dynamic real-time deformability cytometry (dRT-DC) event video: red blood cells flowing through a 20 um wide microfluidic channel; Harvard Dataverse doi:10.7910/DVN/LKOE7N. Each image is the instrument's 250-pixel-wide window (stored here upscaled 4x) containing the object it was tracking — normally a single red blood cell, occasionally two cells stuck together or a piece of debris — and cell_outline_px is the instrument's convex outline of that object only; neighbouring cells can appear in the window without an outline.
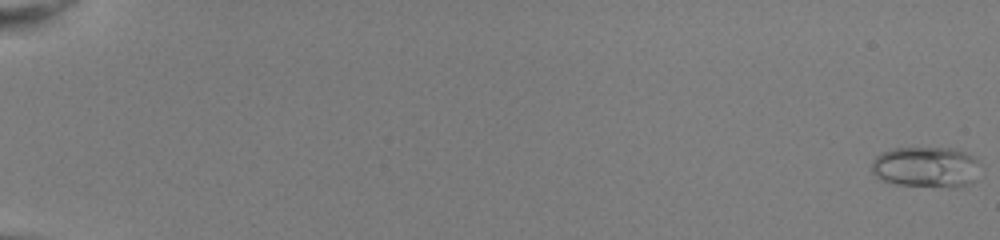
{"species": "common noctule bat (a hibernating species)", "species_latin": "Nyctalus noctula", "temperature_condition": "room temperature", "stored_images_in_passage": 52, "camera_frame_rate_fps": 3000, "um_per_image_px": 0.085, "animal": {"sex": "female", "body_mass_g": 22.0, "forearm_length_mm": 56.7}, "frame": {"image": 1, "passage_image": 1, "time_ms": 0.0, "image_size_px": [1000, 240], "cell_outline_px": [[976, 160], [972, 180], [956, 188], [952, 188], [896, 184], [880, 180], [872, 172], [872, 160], [880, 152], [892, 148], [952, 148], [964, 152], [972, 156]], "centroid_in_image_um": [78.59, 14.19], "position_along_channel_um": 6.4, "area_um2": 25.43}}
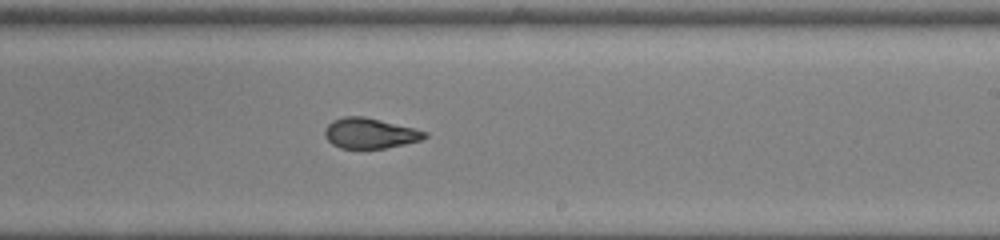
{"frame": {"image": 2, "passage_image": 35, "time_ms": 11.333, "image_size_px": [1000, 240], "cell_outline_px": [[428, 136], [420, 140], [404, 144], [384, 148], [340, 148], [332, 144], [324, 136], [324, 128], [332, 120], [344, 116], [364, 116], [428, 132]], "centroid_in_image_um": [31.4, 11.32], "position_along_channel_um": 257.6, "area_um2": 17.57}}
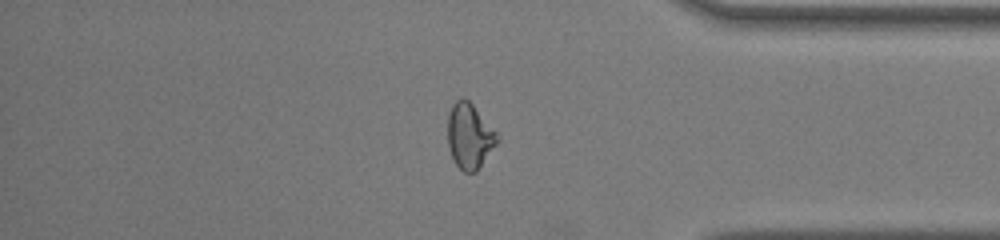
{"frame": {"image": 3, "passage_image": 46, "time_ms": 15.0, "image_size_px": [1000, 240], "cell_outline_px": [[500, 136], [496, 144], [476, 172], [464, 172], [456, 164], [448, 148], [448, 112], [452, 104], [460, 96], [464, 96], [472, 104]], "centroid_in_image_um": [39.89, 11.53], "position_along_channel_um": 395.3, "area_um2": 18.79}}